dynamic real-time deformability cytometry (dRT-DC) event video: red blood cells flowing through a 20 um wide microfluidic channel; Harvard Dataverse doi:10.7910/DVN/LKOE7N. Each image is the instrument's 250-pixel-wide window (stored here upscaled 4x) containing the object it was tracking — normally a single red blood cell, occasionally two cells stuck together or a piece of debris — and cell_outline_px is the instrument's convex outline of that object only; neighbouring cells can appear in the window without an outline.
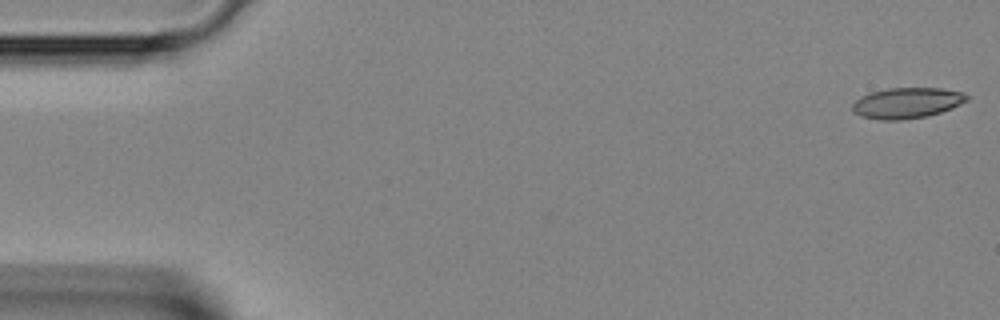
{"species": "Egyptian fruit bat (a non-hibernating species)", "species_latin": "Rousettus aegyptiacus", "temperature_condition": "room temperature", "stored_images_in_passage": 9, "camera_frame_rate_fps": 3000, "um_per_image_px": 0.085, "animal": {"sex": "female"}, "frame": {"image": 1, "passage_image": 1, "time_ms": 0.0, "image_size_px": [1000, 320], "cell_outline_px": [[968, 100], [952, 108], [928, 116], [900, 120], [880, 120], [860, 116], [852, 112], [852, 104], [860, 96], [872, 92], [888, 88], [940, 88], [960, 92], [968, 96]], "centroid_in_image_um": [77.05, 8.76], "position_along_channel_um": 8.0, "area_um2": 20.46}}